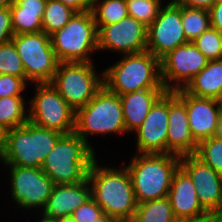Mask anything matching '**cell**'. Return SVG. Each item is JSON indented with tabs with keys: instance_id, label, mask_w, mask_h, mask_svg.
<instances>
[{
	"instance_id": "obj_1",
	"label": "cell",
	"mask_w": 222,
	"mask_h": 222,
	"mask_svg": "<svg viewBox=\"0 0 222 222\" xmlns=\"http://www.w3.org/2000/svg\"><path fill=\"white\" fill-rule=\"evenodd\" d=\"M97 161H93L88 171L91 197L103 213L118 221H132L137 202L126 165L116 168L100 165Z\"/></svg>"
},
{
	"instance_id": "obj_2",
	"label": "cell",
	"mask_w": 222,
	"mask_h": 222,
	"mask_svg": "<svg viewBox=\"0 0 222 222\" xmlns=\"http://www.w3.org/2000/svg\"><path fill=\"white\" fill-rule=\"evenodd\" d=\"M126 168L137 204L168 196L180 156L167 153H136Z\"/></svg>"
},
{
	"instance_id": "obj_3",
	"label": "cell",
	"mask_w": 222,
	"mask_h": 222,
	"mask_svg": "<svg viewBox=\"0 0 222 222\" xmlns=\"http://www.w3.org/2000/svg\"><path fill=\"white\" fill-rule=\"evenodd\" d=\"M104 86L117 95L149 88H164L161 60L147 50L123 55L121 60L103 70Z\"/></svg>"
},
{
	"instance_id": "obj_4",
	"label": "cell",
	"mask_w": 222,
	"mask_h": 222,
	"mask_svg": "<svg viewBox=\"0 0 222 222\" xmlns=\"http://www.w3.org/2000/svg\"><path fill=\"white\" fill-rule=\"evenodd\" d=\"M96 152L75 132L62 135L45 158L42 171L57 184L86 180Z\"/></svg>"
},
{
	"instance_id": "obj_5",
	"label": "cell",
	"mask_w": 222,
	"mask_h": 222,
	"mask_svg": "<svg viewBox=\"0 0 222 222\" xmlns=\"http://www.w3.org/2000/svg\"><path fill=\"white\" fill-rule=\"evenodd\" d=\"M62 135L27 121L24 125L7 131L1 163L41 168L45 158Z\"/></svg>"
},
{
	"instance_id": "obj_6",
	"label": "cell",
	"mask_w": 222,
	"mask_h": 222,
	"mask_svg": "<svg viewBox=\"0 0 222 222\" xmlns=\"http://www.w3.org/2000/svg\"><path fill=\"white\" fill-rule=\"evenodd\" d=\"M74 132L94 151L88 141L90 136L126 134L120 96L103 86L87 105L76 111Z\"/></svg>"
},
{
	"instance_id": "obj_7",
	"label": "cell",
	"mask_w": 222,
	"mask_h": 222,
	"mask_svg": "<svg viewBox=\"0 0 222 222\" xmlns=\"http://www.w3.org/2000/svg\"><path fill=\"white\" fill-rule=\"evenodd\" d=\"M97 33L92 10L76 12L62 29L50 35L57 60L93 62L91 54L98 51Z\"/></svg>"
},
{
	"instance_id": "obj_8",
	"label": "cell",
	"mask_w": 222,
	"mask_h": 222,
	"mask_svg": "<svg viewBox=\"0 0 222 222\" xmlns=\"http://www.w3.org/2000/svg\"><path fill=\"white\" fill-rule=\"evenodd\" d=\"M93 62H59L51 85L75 111L84 107L104 86Z\"/></svg>"
},
{
	"instance_id": "obj_9",
	"label": "cell",
	"mask_w": 222,
	"mask_h": 222,
	"mask_svg": "<svg viewBox=\"0 0 222 222\" xmlns=\"http://www.w3.org/2000/svg\"><path fill=\"white\" fill-rule=\"evenodd\" d=\"M11 40L23 63L26 81L34 84L50 83L59 64L50 36L40 31L14 34Z\"/></svg>"
},
{
	"instance_id": "obj_10",
	"label": "cell",
	"mask_w": 222,
	"mask_h": 222,
	"mask_svg": "<svg viewBox=\"0 0 222 222\" xmlns=\"http://www.w3.org/2000/svg\"><path fill=\"white\" fill-rule=\"evenodd\" d=\"M35 94L29 100L28 121L63 135L75 130L73 110L51 83L34 84Z\"/></svg>"
},
{
	"instance_id": "obj_11",
	"label": "cell",
	"mask_w": 222,
	"mask_h": 222,
	"mask_svg": "<svg viewBox=\"0 0 222 222\" xmlns=\"http://www.w3.org/2000/svg\"><path fill=\"white\" fill-rule=\"evenodd\" d=\"M10 169L11 199L25 210H44L52 193L54 182L41 168L3 165Z\"/></svg>"
},
{
	"instance_id": "obj_12",
	"label": "cell",
	"mask_w": 222,
	"mask_h": 222,
	"mask_svg": "<svg viewBox=\"0 0 222 222\" xmlns=\"http://www.w3.org/2000/svg\"><path fill=\"white\" fill-rule=\"evenodd\" d=\"M209 62L193 44L176 47L161 59V78L166 91L184 89Z\"/></svg>"
},
{
	"instance_id": "obj_13",
	"label": "cell",
	"mask_w": 222,
	"mask_h": 222,
	"mask_svg": "<svg viewBox=\"0 0 222 222\" xmlns=\"http://www.w3.org/2000/svg\"><path fill=\"white\" fill-rule=\"evenodd\" d=\"M165 4L147 30L146 50L159 60L176 47L188 43L181 21V5L171 1Z\"/></svg>"
},
{
	"instance_id": "obj_14",
	"label": "cell",
	"mask_w": 222,
	"mask_h": 222,
	"mask_svg": "<svg viewBox=\"0 0 222 222\" xmlns=\"http://www.w3.org/2000/svg\"><path fill=\"white\" fill-rule=\"evenodd\" d=\"M147 30V26L129 15L104 25L97 33L98 51L111 50L121 55L143 52L147 49Z\"/></svg>"
},
{
	"instance_id": "obj_15",
	"label": "cell",
	"mask_w": 222,
	"mask_h": 222,
	"mask_svg": "<svg viewBox=\"0 0 222 222\" xmlns=\"http://www.w3.org/2000/svg\"><path fill=\"white\" fill-rule=\"evenodd\" d=\"M180 167L189 175L198 200L207 213L222 211V175L195 154L180 157Z\"/></svg>"
},
{
	"instance_id": "obj_16",
	"label": "cell",
	"mask_w": 222,
	"mask_h": 222,
	"mask_svg": "<svg viewBox=\"0 0 222 222\" xmlns=\"http://www.w3.org/2000/svg\"><path fill=\"white\" fill-rule=\"evenodd\" d=\"M134 132L137 153H167L168 91L155 102Z\"/></svg>"
},
{
	"instance_id": "obj_17",
	"label": "cell",
	"mask_w": 222,
	"mask_h": 222,
	"mask_svg": "<svg viewBox=\"0 0 222 222\" xmlns=\"http://www.w3.org/2000/svg\"><path fill=\"white\" fill-rule=\"evenodd\" d=\"M173 92L186 105L190 132L194 140L199 143L201 140L213 137L222 112L221 101L196 97L184 89Z\"/></svg>"
},
{
	"instance_id": "obj_18",
	"label": "cell",
	"mask_w": 222,
	"mask_h": 222,
	"mask_svg": "<svg viewBox=\"0 0 222 222\" xmlns=\"http://www.w3.org/2000/svg\"><path fill=\"white\" fill-rule=\"evenodd\" d=\"M197 146L190 132L185 103L173 91H168L167 154L180 157L195 154Z\"/></svg>"
},
{
	"instance_id": "obj_19",
	"label": "cell",
	"mask_w": 222,
	"mask_h": 222,
	"mask_svg": "<svg viewBox=\"0 0 222 222\" xmlns=\"http://www.w3.org/2000/svg\"><path fill=\"white\" fill-rule=\"evenodd\" d=\"M91 198V187L88 180L73 184L54 185L52 193L40 214L48 219L71 216L74 211Z\"/></svg>"
},
{
	"instance_id": "obj_20",
	"label": "cell",
	"mask_w": 222,
	"mask_h": 222,
	"mask_svg": "<svg viewBox=\"0 0 222 222\" xmlns=\"http://www.w3.org/2000/svg\"><path fill=\"white\" fill-rule=\"evenodd\" d=\"M195 188L189 175L179 166L173 175L167 196L177 220L197 218L207 214L198 200Z\"/></svg>"
},
{
	"instance_id": "obj_21",
	"label": "cell",
	"mask_w": 222,
	"mask_h": 222,
	"mask_svg": "<svg viewBox=\"0 0 222 222\" xmlns=\"http://www.w3.org/2000/svg\"><path fill=\"white\" fill-rule=\"evenodd\" d=\"M165 92V88H149L120 95L127 133L134 132L143 123L151 107Z\"/></svg>"
},
{
	"instance_id": "obj_22",
	"label": "cell",
	"mask_w": 222,
	"mask_h": 222,
	"mask_svg": "<svg viewBox=\"0 0 222 222\" xmlns=\"http://www.w3.org/2000/svg\"><path fill=\"white\" fill-rule=\"evenodd\" d=\"M184 90L196 97L222 99V59L208 64L187 84Z\"/></svg>"
},
{
	"instance_id": "obj_23",
	"label": "cell",
	"mask_w": 222,
	"mask_h": 222,
	"mask_svg": "<svg viewBox=\"0 0 222 222\" xmlns=\"http://www.w3.org/2000/svg\"><path fill=\"white\" fill-rule=\"evenodd\" d=\"M168 197L137 204L131 222H177Z\"/></svg>"
},
{
	"instance_id": "obj_24",
	"label": "cell",
	"mask_w": 222,
	"mask_h": 222,
	"mask_svg": "<svg viewBox=\"0 0 222 222\" xmlns=\"http://www.w3.org/2000/svg\"><path fill=\"white\" fill-rule=\"evenodd\" d=\"M25 103L23 96L0 98V125L7 130L24 125L28 121Z\"/></svg>"
},
{
	"instance_id": "obj_25",
	"label": "cell",
	"mask_w": 222,
	"mask_h": 222,
	"mask_svg": "<svg viewBox=\"0 0 222 222\" xmlns=\"http://www.w3.org/2000/svg\"><path fill=\"white\" fill-rule=\"evenodd\" d=\"M91 10L97 30L128 16L126 0H92Z\"/></svg>"
},
{
	"instance_id": "obj_26",
	"label": "cell",
	"mask_w": 222,
	"mask_h": 222,
	"mask_svg": "<svg viewBox=\"0 0 222 222\" xmlns=\"http://www.w3.org/2000/svg\"><path fill=\"white\" fill-rule=\"evenodd\" d=\"M75 13L76 11L58 0H47L41 19L42 32L50 36L62 29Z\"/></svg>"
},
{
	"instance_id": "obj_27",
	"label": "cell",
	"mask_w": 222,
	"mask_h": 222,
	"mask_svg": "<svg viewBox=\"0 0 222 222\" xmlns=\"http://www.w3.org/2000/svg\"><path fill=\"white\" fill-rule=\"evenodd\" d=\"M181 21L187 41L192 42L211 27L209 10L181 6Z\"/></svg>"
},
{
	"instance_id": "obj_28",
	"label": "cell",
	"mask_w": 222,
	"mask_h": 222,
	"mask_svg": "<svg viewBox=\"0 0 222 222\" xmlns=\"http://www.w3.org/2000/svg\"><path fill=\"white\" fill-rule=\"evenodd\" d=\"M10 10L14 34L42 31L41 19L43 13L21 12V7L16 2L10 7Z\"/></svg>"
},
{
	"instance_id": "obj_29",
	"label": "cell",
	"mask_w": 222,
	"mask_h": 222,
	"mask_svg": "<svg viewBox=\"0 0 222 222\" xmlns=\"http://www.w3.org/2000/svg\"><path fill=\"white\" fill-rule=\"evenodd\" d=\"M162 0H126L128 15L149 26L158 16Z\"/></svg>"
},
{
	"instance_id": "obj_30",
	"label": "cell",
	"mask_w": 222,
	"mask_h": 222,
	"mask_svg": "<svg viewBox=\"0 0 222 222\" xmlns=\"http://www.w3.org/2000/svg\"><path fill=\"white\" fill-rule=\"evenodd\" d=\"M192 42L207 59H222V33L217 29L210 27Z\"/></svg>"
},
{
	"instance_id": "obj_31",
	"label": "cell",
	"mask_w": 222,
	"mask_h": 222,
	"mask_svg": "<svg viewBox=\"0 0 222 222\" xmlns=\"http://www.w3.org/2000/svg\"><path fill=\"white\" fill-rule=\"evenodd\" d=\"M195 155L222 175V141L214 137L201 140Z\"/></svg>"
},
{
	"instance_id": "obj_32",
	"label": "cell",
	"mask_w": 222,
	"mask_h": 222,
	"mask_svg": "<svg viewBox=\"0 0 222 222\" xmlns=\"http://www.w3.org/2000/svg\"><path fill=\"white\" fill-rule=\"evenodd\" d=\"M0 74L25 77L23 63L12 40L0 45Z\"/></svg>"
},
{
	"instance_id": "obj_33",
	"label": "cell",
	"mask_w": 222,
	"mask_h": 222,
	"mask_svg": "<svg viewBox=\"0 0 222 222\" xmlns=\"http://www.w3.org/2000/svg\"><path fill=\"white\" fill-rule=\"evenodd\" d=\"M25 77H16L9 74H0V98L23 96L28 87Z\"/></svg>"
},
{
	"instance_id": "obj_34",
	"label": "cell",
	"mask_w": 222,
	"mask_h": 222,
	"mask_svg": "<svg viewBox=\"0 0 222 222\" xmlns=\"http://www.w3.org/2000/svg\"><path fill=\"white\" fill-rule=\"evenodd\" d=\"M102 214V208L91 197L74 211L72 217L77 222H94Z\"/></svg>"
},
{
	"instance_id": "obj_35",
	"label": "cell",
	"mask_w": 222,
	"mask_h": 222,
	"mask_svg": "<svg viewBox=\"0 0 222 222\" xmlns=\"http://www.w3.org/2000/svg\"><path fill=\"white\" fill-rule=\"evenodd\" d=\"M13 36L10 7H0V45L10 41Z\"/></svg>"
},
{
	"instance_id": "obj_36",
	"label": "cell",
	"mask_w": 222,
	"mask_h": 222,
	"mask_svg": "<svg viewBox=\"0 0 222 222\" xmlns=\"http://www.w3.org/2000/svg\"><path fill=\"white\" fill-rule=\"evenodd\" d=\"M21 12L44 13L47 0H15Z\"/></svg>"
},
{
	"instance_id": "obj_37",
	"label": "cell",
	"mask_w": 222,
	"mask_h": 222,
	"mask_svg": "<svg viewBox=\"0 0 222 222\" xmlns=\"http://www.w3.org/2000/svg\"><path fill=\"white\" fill-rule=\"evenodd\" d=\"M211 27L222 33V0H218L210 9Z\"/></svg>"
},
{
	"instance_id": "obj_38",
	"label": "cell",
	"mask_w": 222,
	"mask_h": 222,
	"mask_svg": "<svg viewBox=\"0 0 222 222\" xmlns=\"http://www.w3.org/2000/svg\"><path fill=\"white\" fill-rule=\"evenodd\" d=\"M218 0H171L184 7L202 8L209 10Z\"/></svg>"
},
{
	"instance_id": "obj_39",
	"label": "cell",
	"mask_w": 222,
	"mask_h": 222,
	"mask_svg": "<svg viewBox=\"0 0 222 222\" xmlns=\"http://www.w3.org/2000/svg\"><path fill=\"white\" fill-rule=\"evenodd\" d=\"M64 5L69 6L76 12H85L91 10L92 0H58Z\"/></svg>"
},
{
	"instance_id": "obj_40",
	"label": "cell",
	"mask_w": 222,
	"mask_h": 222,
	"mask_svg": "<svg viewBox=\"0 0 222 222\" xmlns=\"http://www.w3.org/2000/svg\"><path fill=\"white\" fill-rule=\"evenodd\" d=\"M177 222H216V214L207 213L201 217L182 219L178 220Z\"/></svg>"
},
{
	"instance_id": "obj_41",
	"label": "cell",
	"mask_w": 222,
	"mask_h": 222,
	"mask_svg": "<svg viewBox=\"0 0 222 222\" xmlns=\"http://www.w3.org/2000/svg\"><path fill=\"white\" fill-rule=\"evenodd\" d=\"M7 129L0 125V161L3 157L5 145H6V138H7Z\"/></svg>"
},
{
	"instance_id": "obj_42",
	"label": "cell",
	"mask_w": 222,
	"mask_h": 222,
	"mask_svg": "<svg viewBox=\"0 0 222 222\" xmlns=\"http://www.w3.org/2000/svg\"><path fill=\"white\" fill-rule=\"evenodd\" d=\"M213 137L216 138L217 140L222 141V112L219 116L218 123H217L216 130Z\"/></svg>"
},
{
	"instance_id": "obj_43",
	"label": "cell",
	"mask_w": 222,
	"mask_h": 222,
	"mask_svg": "<svg viewBox=\"0 0 222 222\" xmlns=\"http://www.w3.org/2000/svg\"><path fill=\"white\" fill-rule=\"evenodd\" d=\"M94 222H120V221H118L116 218L107 215L106 213H103L97 219H95Z\"/></svg>"
},
{
	"instance_id": "obj_44",
	"label": "cell",
	"mask_w": 222,
	"mask_h": 222,
	"mask_svg": "<svg viewBox=\"0 0 222 222\" xmlns=\"http://www.w3.org/2000/svg\"><path fill=\"white\" fill-rule=\"evenodd\" d=\"M55 222H77L72 215L55 219Z\"/></svg>"
},
{
	"instance_id": "obj_45",
	"label": "cell",
	"mask_w": 222,
	"mask_h": 222,
	"mask_svg": "<svg viewBox=\"0 0 222 222\" xmlns=\"http://www.w3.org/2000/svg\"><path fill=\"white\" fill-rule=\"evenodd\" d=\"M15 0H0V7H11Z\"/></svg>"
},
{
	"instance_id": "obj_46",
	"label": "cell",
	"mask_w": 222,
	"mask_h": 222,
	"mask_svg": "<svg viewBox=\"0 0 222 222\" xmlns=\"http://www.w3.org/2000/svg\"><path fill=\"white\" fill-rule=\"evenodd\" d=\"M40 217H41L42 219L40 218V219H37L36 221H38V222H55V220L45 218L43 215H40Z\"/></svg>"
},
{
	"instance_id": "obj_47",
	"label": "cell",
	"mask_w": 222,
	"mask_h": 222,
	"mask_svg": "<svg viewBox=\"0 0 222 222\" xmlns=\"http://www.w3.org/2000/svg\"><path fill=\"white\" fill-rule=\"evenodd\" d=\"M216 222H222V211L216 213Z\"/></svg>"
}]
</instances>
